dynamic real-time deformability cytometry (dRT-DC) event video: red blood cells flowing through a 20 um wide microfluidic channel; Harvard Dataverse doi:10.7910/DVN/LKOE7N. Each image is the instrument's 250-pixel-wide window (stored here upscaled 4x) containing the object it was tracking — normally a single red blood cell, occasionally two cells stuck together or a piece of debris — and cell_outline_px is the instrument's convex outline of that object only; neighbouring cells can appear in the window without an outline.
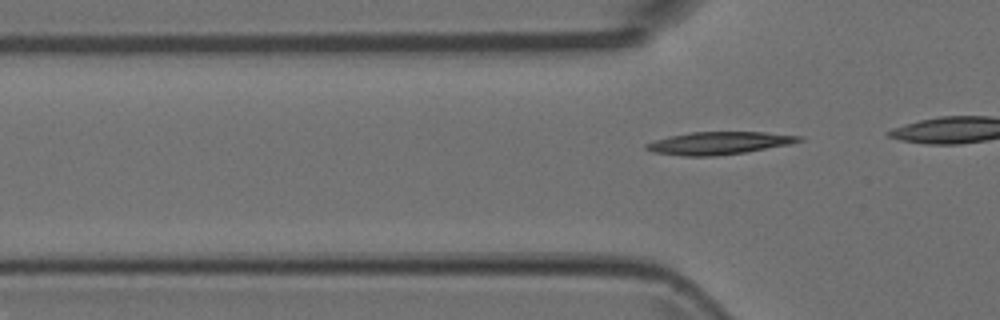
{"species": "Egyptian fruit bat (a non-hibernating species)", "species_latin": "Rousettus aegyptiacus", "temperature_condition": "room temperature", "stored_images_in_passage": 5, "segment_of_instrument_passage": [2, 2], "camera_frame_rate_fps": 3000, "um_per_image_px": 0.085, "animal": {"sex": "female"}, "frame": {"image": 1, "passage_image": 5, "time_ms": 1.333, "image_size_px": [1000, 320], "cell_outline_px": [[804, 140], [792, 144], [744, 152], [716, 156], [684, 156], [652, 152], [644, 148], [644, 144], [668, 136], [692, 132], [764, 132], [804, 136]], "centroid_in_image_um": [61.13, 12.16], "position_along_channel_um": 64.7, "area_um2": 20.23}}